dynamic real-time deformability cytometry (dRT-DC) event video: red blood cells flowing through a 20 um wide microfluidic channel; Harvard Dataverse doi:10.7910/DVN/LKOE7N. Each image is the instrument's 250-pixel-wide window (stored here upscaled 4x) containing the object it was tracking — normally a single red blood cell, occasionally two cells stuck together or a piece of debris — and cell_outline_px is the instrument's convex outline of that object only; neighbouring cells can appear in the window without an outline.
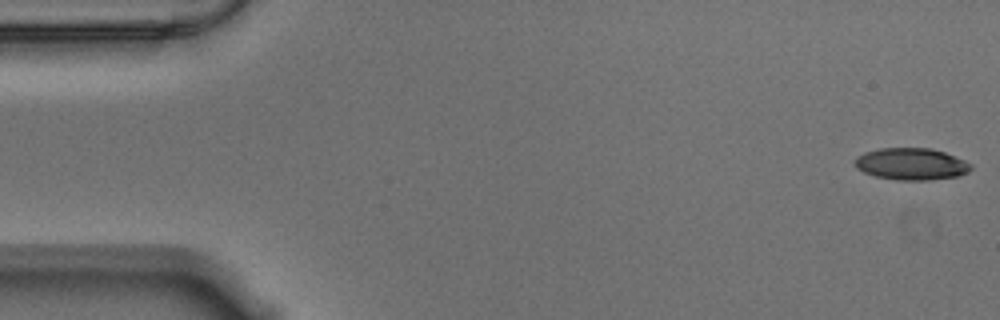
{"species": "Egyptian fruit bat (a non-hibernating species)", "species_latin": "Rousettus aegyptiacus", "temperature_condition": "warm", "stored_images_in_passage": 56, "camera_frame_rate_fps": 3000, "um_per_image_px": 0.085, "animal": {"sex": "male"}, "frame": {"image": 1, "passage_image": 1, "time_ms": 0.0, "image_size_px": [1000, 320], "cell_outline_px": [[972, 168], [968, 172], [956, 176], [928, 180], [896, 180], [876, 176], [864, 172], [856, 168], [856, 156], [864, 152], [880, 148], [932, 148], [944, 152], [964, 160], [972, 164]], "centroid_in_image_um": [77.46, 13.93], "position_along_channel_um": 7.5, "area_um2": 21.5}}
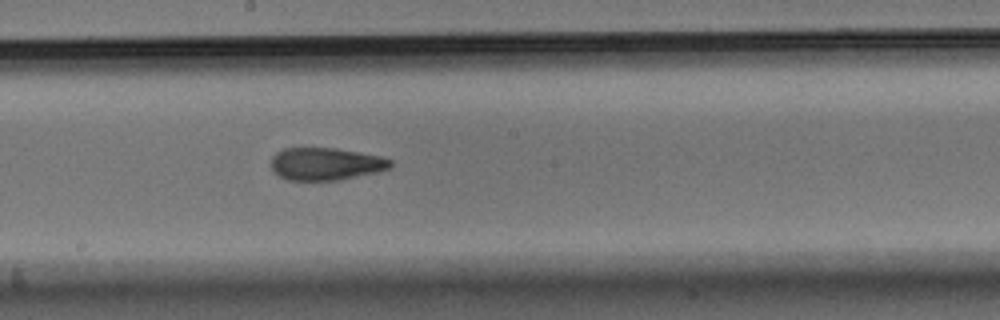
{"frame": {"image": 2, "passage_image": 30, "time_ms": 9.667, "image_size_px": [1000, 320], "cell_outline_px": [[392, 168], [380, 172], [340, 180], [288, 180], [280, 176], [272, 168], [272, 156], [276, 152], [284, 148], [336, 148], [380, 156], [392, 160]], "centroid_in_image_um": [27.74, 13.93], "position_along_channel_um": 220.5, "area_um2": 22.72}}
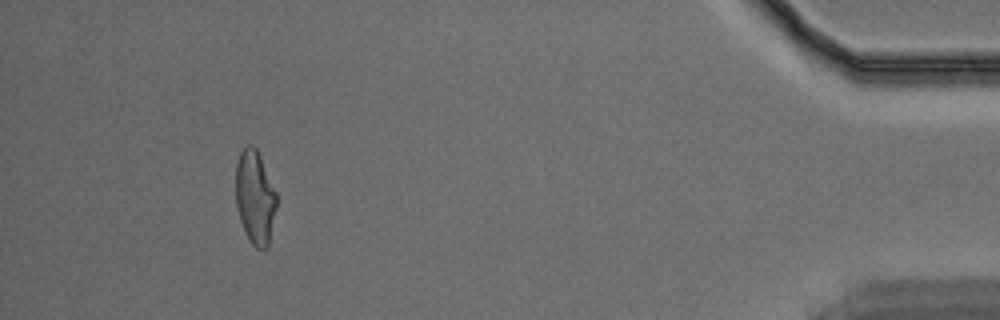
{"frame": {"image": 3, "passage_image": 52, "time_ms": 17.0, "image_size_px": [1000, 320], "cell_outline_px": [[276, 208], [268, 248], [264, 252], [256, 248], [252, 244], [240, 220], [236, 204], [236, 164], [240, 152], [248, 144], [252, 144], [256, 148], [260, 156], [276, 192]], "centroid_in_image_um": [21.68, 16.79], "position_along_channel_um": 413.5, "area_um2": 22.2}, "authors_computed_cell_mechanics": {"area_um2": 22.9177, "velocity_mm_per_s": 3.541, "shape_relaxation_time_tau1_ms": null, "shape_relaxation_time_tau2_ms": 2.6795, "deformation_change_tau1": null, "deformation_change_tau2": 0.1101}}